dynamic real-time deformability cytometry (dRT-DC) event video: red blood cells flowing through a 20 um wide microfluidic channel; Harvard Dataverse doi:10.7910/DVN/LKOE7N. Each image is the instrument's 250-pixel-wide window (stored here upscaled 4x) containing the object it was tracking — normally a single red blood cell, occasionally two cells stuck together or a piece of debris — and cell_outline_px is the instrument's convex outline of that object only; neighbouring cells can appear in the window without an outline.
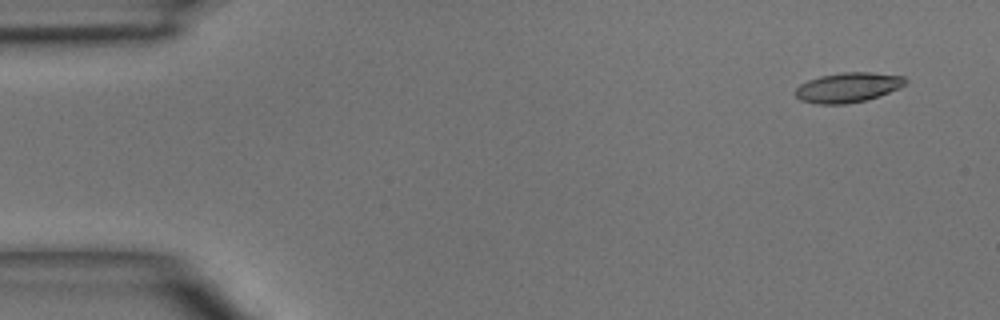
{"species": "common noctule bat (a hibernating species)", "species_latin": "Nyctalus noctula", "temperature_condition": "room temperature", "stored_images_in_passage": 5, "camera_frame_rate_fps": 3000, "um_per_image_px": 0.085, "animal": {"sex": "male", "body_mass_g": 15.6}, "frame": {"image": 1, "passage_image": 1, "time_ms": 0.0, "image_size_px": [1000, 320], "cell_outline_px": [[908, 80], [900, 88], [880, 96], [864, 100], [844, 104], [816, 104], [800, 100], [796, 96], [796, 88], [800, 84], [808, 80], [820, 76], [840, 72], [872, 72], [904, 76]], "centroid_in_image_um": [72.09, 7.42], "position_along_channel_um": 12.9, "area_um2": 19.19}}
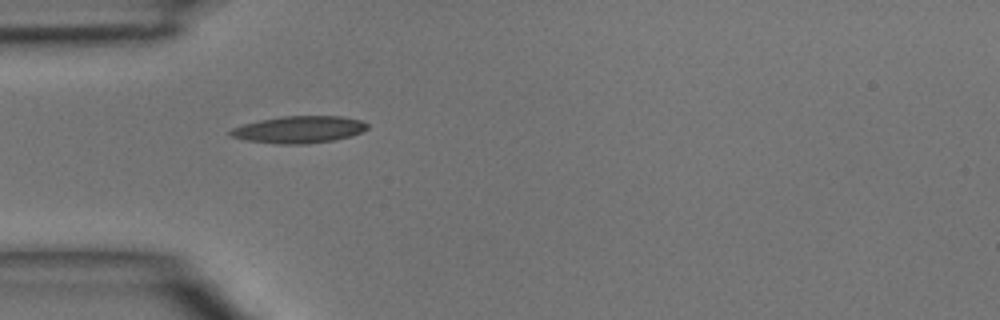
{"frame": {"image": 2, "passage_image": 4, "time_ms": 3.667, "image_size_px": [1000, 320], "cell_outline_px": [[368, 128], [352, 136], [332, 140], [308, 144], [276, 144], [248, 140], [228, 136], [228, 132], [232, 128], [244, 124], [260, 120], [284, 116], [340, 116], [360, 120], [368, 124]], "centroid_in_image_um": [25.4, 11.01], "position_along_channel_um": 59.6, "area_um2": 21.5}}
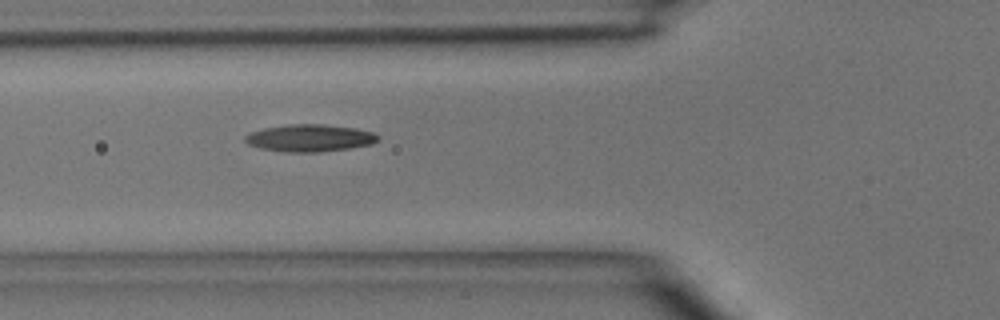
{"frame": {"image": 3, "passage_image": 5, "time_ms": 4.667, "image_size_px": [1000, 320], "cell_outline_px": [[380, 140], [372, 144], [348, 148], [320, 152], [284, 152], [260, 148], [248, 144], [244, 140], [244, 136], [252, 132], [264, 128], [288, 124], [324, 124], [356, 128], [372, 132], [380, 136]], "centroid_in_image_um": [26.34, 11.73], "position_along_channel_um": 99.5, "area_um2": 21.15}}